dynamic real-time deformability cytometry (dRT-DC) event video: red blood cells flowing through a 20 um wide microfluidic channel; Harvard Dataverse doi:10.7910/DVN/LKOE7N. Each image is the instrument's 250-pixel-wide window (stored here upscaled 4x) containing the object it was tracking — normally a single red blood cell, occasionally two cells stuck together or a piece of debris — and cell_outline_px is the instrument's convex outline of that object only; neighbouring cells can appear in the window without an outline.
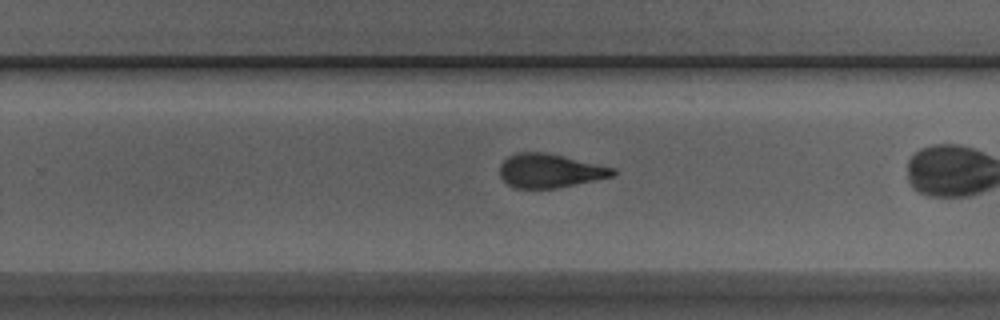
{"species": "Egyptian fruit bat (a non-hibernating species)", "species_latin": "Rousettus aegyptiacus", "temperature_condition": "room temperature", "stored_images_in_passage": 26, "camera_frame_rate_fps": 3000, "um_per_image_px": 0.085, "animal": {"sex": "male"}, "frame": {"image": 1, "passage_image": 19, "time_ms": 6.0, "image_size_px": [1000, 320], "cell_outline_px": [[616, 176], [556, 188], [512, 188], [500, 176], [500, 164], [508, 156], [520, 152], [544, 152], [616, 168]], "centroid_in_image_um": [46.75, 14.52], "position_along_channel_um": 283.1, "area_um2": 22.25}}
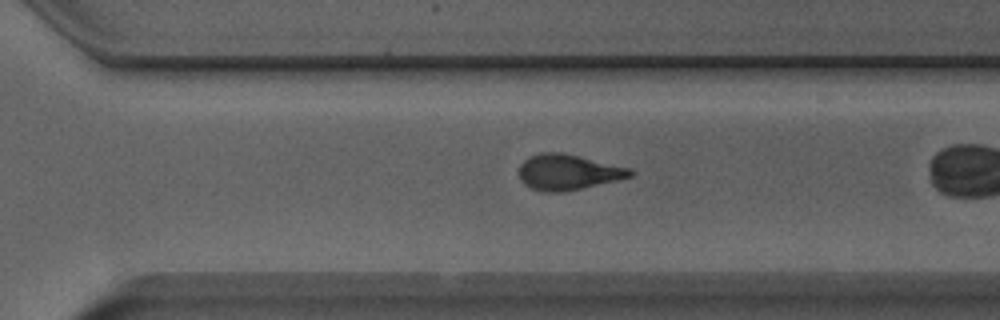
{"frame": {"image": 2, "passage_image": 22, "time_ms": 7.0, "image_size_px": [1000, 320], "cell_outline_px": [[636, 172], [632, 176], [616, 180], [580, 188], [560, 192], [544, 192], [532, 188], [524, 184], [520, 180], [520, 164], [528, 156], [540, 152], [560, 152], [632, 168]], "centroid_in_image_um": [48.27, 14.62], "position_along_channel_um": 322.3, "area_um2": 22.89}}